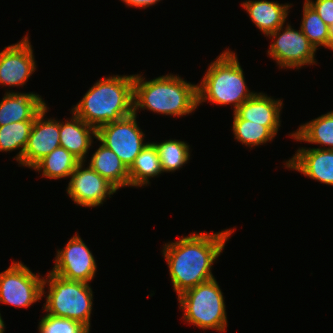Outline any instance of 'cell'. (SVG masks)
<instances>
[{
	"mask_svg": "<svg viewBox=\"0 0 333 333\" xmlns=\"http://www.w3.org/2000/svg\"><path fill=\"white\" fill-rule=\"evenodd\" d=\"M286 168L298 171L308 178L333 186V150L299 148L285 163Z\"/></svg>",
	"mask_w": 333,
	"mask_h": 333,
	"instance_id": "obj_14",
	"label": "cell"
},
{
	"mask_svg": "<svg viewBox=\"0 0 333 333\" xmlns=\"http://www.w3.org/2000/svg\"><path fill=\"white\" fill-rule=\"evenodd\" d=\"M48 109L46 105L35 117L23 151L22 165L24 167L32 168L43 157L61 146L60 121L55 118H45Z\"/></svg>",
	"mask_w": 333,
	"mask_h": 333,
	"instance_id": "obj_13",
	"label": "cell"
},
{
	"mask_svg": "<svg viewBox=\"0 0 333 333\" xmlns=\"http://www.w3.org/2000/svg\"><path fill=\"white\" fill-rule=\"evenodd\" d=\"M133 97L134 74L103 77L89 88L70 112L98 129L133 114Z\"/></svg>",
	"mask_w": 333,
	"mask_h": 333,
	"instance_id": "obj_2",
	"label": "cell"
},
{
	"mask_svg": "<svg viewBox=\"0 0 333 333\" xmlns=\"http://www.w3.org/2000/svg\"><path fill=\"white\" fill-rule=\"evenodd\" d=\"M330 27L333 25V0H305Z\"/></svg>",
	"mask_w": 333,
	"mask_h": 333,
	"instance_id": "obj_28",
	"label": "cell"
},
{
	"mask_svg": "<svg viewBox=\"0 0 333 333\" xmlns=\"http://www.w3.org/2000/svg\"><path fill=\"white\" fill-rule=\"evenodd\" d=\"M152 143L157 149L163 172L179 170L190 160V145L184 141L169 139L160 143Z\"/></svg>",
	"mask_w": 333,
	"mask_h": 333,
	"instance_id": "obj_24",
	"label": "cell"
},
{
	"mask_svg": "<svg viewBox=\"0 0 333 333\" xmlns=\"http://www.w3.org/2000/svg\"><path fill=\"white\" fill-rule=\"evenodd\" d=\"M34 54L28 34L0 52V85L24 86L35 72Z\"/></svg>",
	"mask_w": 333,
	"mask_h": 333,
	"instance_id": "obj_12",
	"label": "cell"
},
{
	"mask_svg": "<svg viewBox=\"0 0 333 333\" xmlns=\"http://www.w3.org/2000/svg\"><path fill=\"white\" fill-rule=\"evenodd\" d=\"M72 115L70 120H65V123L60 122V145L81 162H85L88 150L94 142L92 138L97 139V129L74 113Z\"/></svg>",
	"mask_w": 333,
	"mask_h": 333,
	"instance_id": "obj_17",
	"label": "cell"
},
{
	"mask_svg": "<svg viewBox=\"0 0 333 333\" xmlns=\"http://www.w3.org/2000/svg\"><path fill=\"white\" fill-rule=\"evenodd\" d=\"M46 277L42 285V295L46 298L44 311L57 317L78 321L90 330L93 291L89 283L66 280L52 272ZM46 285H48L47 295H45Z\"/></svg>",
	"mask_w": 333,
	"mask_h": 333,
	"instance_id": "obj_5",
	"label": "cell"
},
{
	"mask_svg": "<svg viewBox=\"0 0 333 333\" xmlns=\"http://www.w3.org/2000/svg\"><path fill=\"white\" fill-rule=\"evenodd\" d=\"M141 74H134V114L140 109L158 114L181 117L194 113L198 108L197 85L179 75L167 74L144 81Z\"/></svg>",
	"mask_w": 333,
	"mask_h": 333,
	"instance_id": "obj_3",
	"label": "cell"
},
{
	"mask_svg": "<svg viewBox=\"0 0 333 333\" xmlns=\"http://www.w3.org/2000/svg\"><path fill=\"white\" fill-rule=\"evenodd\" d=\"M125 5L128 7H135V8H147L149 6L157 4L161 0H121Z\"/></svg>",
	"mask_w": 333,
	"mask_h": 333,
	"instance_id": "obj_29",
	"label": "cell"
},
{
	"mask_svg": "<svg viewBox=\"0 0 333 333\" xmlns=\"http://www.w3.org/2000/svg\"><path fill=\"white\" fill-rule=\"evenodd\" d=\"M34 121L14 122L0 126V152L19 150L14 159L22 165L23 151L26 147Z\"/></svg>",
	"mask_w": 333,
	"mask_h": 333,
	"instance_id": "obj_23",
	"label": "cell"
},
{
	"mask_svg": "<svg viewBox=\"0 0 333 333\" xmlns=\"http://www.w3.org/2000/svg\"><path fill=\"white\" fill-rule=\"evenodd\" d=\"M233 229L217 233H191L178 241L166 243L162 254L167 261L173 289L184 291L214 279L212 265L225 248Z\"/></svg>",
	"mask_w": 333,
	"mask_h": 333,
	"instance_id": "obj_1",
	"label": "cell"
},
{
	"mask_svg": "<svg viewBox=\"0 0 333 333\" xmlns=\"http://www.w3.org/2000/svg\"><path fill=\"white\" fill-rule=\"evenodd\" d=\"M328 49L333 51V25L329 27V43Z\"/></svg>",
	"mask_w": 333,
	"mask_h": 333,
	"instance_id": "obj_30",
	"label": "cell"
},
{
	"mask_svg": "<svg viewBox=\"0 0 333 333\" xmlns=\"http://www.w3.org/2000/svg\"><path fill=\"white\" fill-rule=\"evenodd\" d=\"M6 327H5V324H4V321H3V319H2V317H1V313H0V333H4L5 332V329Z\"/></svg>",
	"mask_w": 333,
	"mask_h": 333,
	"instance_id": "obj_31",
	"label": "cell"
},
{
	"mask_svg": "<svg viewBox=\"0 0 333 333\" xmlns=\"http://www.w3.org/2000/svg\"><path fill=\"white\" fill-rule=\"evenodd\" d=\"M241 6L246 10L251 21L265 36L285 25L291 4H280L267 0H248Z\"/></svg>",
	"mask_w": 333,
	"mask_h": 333,
	"instance_id": "obj_18",
	"label": "cell"
},
{
	"mask_svg": "<svg viewBox=\"0 0 333 333\" xmlns=\"http://www.w3.org/2000/svg\"><path fill=\"white\" fill-rule=\"evenodd\" d=\"M232 131L238 142L250 148L271 142L276 136L268 127L244 119H233Z\"/></svg>",
	"mask_w": 333,
	"mask_h": 333,
	"instance_id": "obj_26",
	"label": "cell"
},
{
	"mask_svg": "<svg viewBox=\"0 0 333 333\" xmlns=\"http://www.w3.org/2000/svg\"><path fill=\"white\" fill-rule=\"evenodd\" d=\"M267 37L273 39L268 55L279 65V69H299L305 65L317 64L316 49L301 29L295 30L288 23L286 27L280 26Z\"/></svg>",
	"mask_w": 333,
	"mask_h": 333,
	"instance_id": "obj_8",
	"label": "cell"
},
{
	"mask_svg": "<svg viewBox=\"0 0 333 333\" xmlns=\"http://www.w3.org/2000/svg\"><path fill=\"white\" fill-rule=\"evenodd\" d=\"M223 293L216 279L190 288L178 296L183 321L202 330L225 332L227 315Z\"/></svg>",
	"mask_w": 333,
	"mask_h": 333,
	"instance_id": "obj_6",
	"label": "cell"
},
{
	"mask_svg": "<svg viewBox=\"0 0 333 333\" xmlns=\"http://www.w3.org/2000/svg\"><path fill=\"white\" fill-rule=\"evenodd\" d=\"M303 16L300 29L317 50L318 47L328 48L329 26L319 17L317 12L304 0Z\"/></svg>",
	"mask_w": 333,
	"mask_h": 333,
	"instance_id": "obj_25",
	"label": "cell"
},
{
	"mask_svg": "<svg viewBox=\"0 0 333 333\" xmlns=\"http://www.w3.org/2000/svg\"><path fill=\"white\" fill-rule=\"evenodd\" d=\"M134 113L97 129V140L112 150L126 166L131 167L136 156L148 144L144 143L145 133L137 123Z\"/></svg>",
	"mask_w": 333,
	"mask_h": 333,
	"instance_id": "obj_9",
	"label": "cell"
},
{
	"mask_svg": "<svg viewBox=\"0 0 333 333\" xmlns=\"http://www.w3.org/2000/svg\"><path fill=\"white\" fill-rule=\"evenodd\" d=\"M248 89L236 53L226 49L210 63L197 84L198 106L209 101L216 105H233L235 112L256 93Z\"/></svg>",
	"mask_w": 333,
	"mask_h": 333,
	"instance_id": "obj_4",
	"label": "cell"
},
{
	"mask_svg": "<svg viewBox=\"0 0 333 333\" xmlns=\"http://www.w3.org/2000/svg\"><path fill=\"white\" fill-rule=\"evenodd\" d=\"M80 162L72 153L59 146L38 161L32 170L42 172V177L58 180L70 177Z\"/></svg>",
	"mask_w": 333,
	"mask_h": 333,
	"instance_id": "obj_22",
	"label": "cell"
},
{
	"mask_svg": "<svg viewBox=\"0 0 333 333\" xmlns=\"http://www.w3.org/2000/svg\"><path fill=\"white\" fill-rule=\"evenodd\" d=\"M163 173L156 147L152 142L141 150L128 169L129 186L143 187L150 184L149 179Z\"/></svg>",
	"mask_w": 333,
	"mask_h": 333,
	"instance_id": "obj_20",
	"label": "cell"
},
{
	"mask_svg": "<svg viewBox=\"0 0 333 333\" xmlns=\"http://www.w3.org/2000/svg\"><path fill=\"white\" fill-rule=\"evenodd\" d=\"M56 252L55 265L50 272L70 281L89 283L94 279L97 271L95 258L78 233Z\"/></svg>",
	"mask_w": 333,
	"mask_h": 333,
	"instance_id": "obj_10",
	"label": "cell"
},
{
	"mask_svg": "<svg viewBox=\"0 0 333 333\" xmlns=\"http://www.w3.org/2000/svg\"><path fill=\"white\" fill-rule=\"evenodd\" d=\"M282 99H273L267 94L255 93L233 112V119H244L268 127L275 135L281 125Z\"/></svg>",
	"mask_w": 333,
	"mask_h": 333,
	"instance_id": "obj_15",
	"label": "cell"
},
{
	"mask_svg": "<svg viewBox=\"0 0 333 333\" xmlns=\"http://www.w3.org/2000/svg\"><path fill=\"white\" fill-rule=\"evenodd\" d=\"M46 106L43 98L36 93L5 92L0 101V126L34 121L36 115Z\"/></svg>",
	"mask_w": 333,
	"mask_h": 333,
	"instance_id": "obj_16",
	"label": "cell"
},
{
	"mask_svg": "<svg viewBox=\"0 0 333 333\" xmlns=\"http://www.w3.org/2000/svg\"><path fill=\"white\" fill-rule=\"evenodd\" d=\"M39 333H89L82 323L65 317L45 314L39 322Z\"/></svg>",
	"mask_w": 333,
	"mask_h": 333,
	"instance_id": "obj_27",
	"label": "cell"
},
{
	"mask_svg": "<svg viewBox=\"0 0 333 333\" xmlns=\"http://www.w3.org/2000/svg\"><path fill=\"white\" fill-rule=\"evenodd\" d=\"M38 274L21 261L13 260L9 268L0 273V303L25 309L42 299L44 277Z\"/></svg>",
	"mask_w": 333,
	"mask_h": 333,
	"instance_id": "obj_7",
	"label": "cell"
},
{
	"mask_svg": "<svg viewBox=\"0 0 333 333\" xmlns=\"http://www.w3.org/2000/svg\"><path fill=\"white\" fill-rule=\"evenodd\" d=\"M290 134L288 135L296 141L322 145L326 147H321V149L333 150V111L300 125L295 132Z\"/></svg>",
	"mask_w": 333,
	"mask_h": 333,
	"instance_id": "obj_21",
	"label": "cell"
},
{
	"mask_svg": "<svg viewBox=\"0 0 333 333\" xmlns=\"http://www.w3.org/2000/svg\"><path fill=\"white\" fill-rule=\"evenodd\" d=\"M88 164L117 189L129 187L128 169L120 158L102 143L92 154Z\"/></svg>",
	"mask_w": 333,
	"mask_h": 333,
	"instance_id": "obj_19",
	"label": "cell"
},
{
	"mask_svg": "<svg viewBox=\"0 0 333 333\" xmlns=\"http://www.w3.org/2000/svg\"><path fill=\"white\" fill-rule=\"evenodd\" d=\"M84 163L80 162L71 174L66 191L74 204L88 208L101 206L118 189L89 165L85 168Z\"/></svg>",
	"mask_w": 333,
	"mask_h": 333,
	"instance_id": "obj_11",
	"label": "cell"
}]
</instances>
